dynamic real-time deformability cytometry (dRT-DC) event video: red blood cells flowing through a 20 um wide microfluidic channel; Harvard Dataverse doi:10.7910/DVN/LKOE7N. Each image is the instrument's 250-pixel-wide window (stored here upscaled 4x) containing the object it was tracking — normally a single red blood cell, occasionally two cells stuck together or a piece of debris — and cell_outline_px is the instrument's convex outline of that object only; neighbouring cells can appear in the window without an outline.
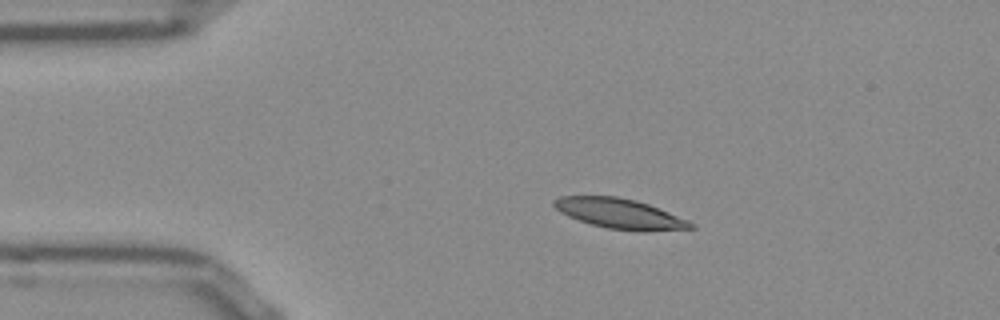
{"species": "Egyptian fruit bat (a non-hibernating species)", "species_latin": "Rousettus aegyptiacus", "temperature_condition": "room temperature", "stored_images_in_passage": 43, "camera_frame_rate_fps": 3000, "um_per_image_px": 0.085, "frame": {"image": 1, "passage_image": 1, "time_ms": 0.0, "image_size_px": [1000, 320], "cell_outline_px": [[696, 228], [644, 232], [640, 232], [608, 228], [592, 224], [568, 216], [560, 212], [552, 204], [552, 200], [560, 196], [616, 196], [636, 200], [648, 204], [688, 220]], "centroid_in_image_um": [52.68, 18.16], "position_along_channel_um": 32.3, "area_um2": 23.87}}
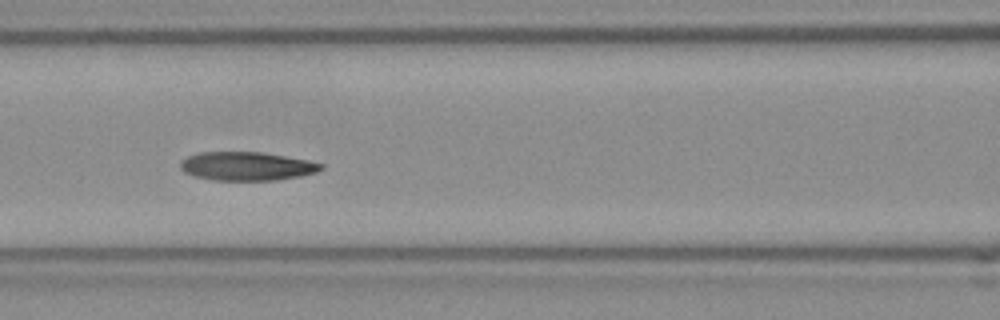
{"frame": {"image": 2, "passage_image": 13, "time_ms": 4.0, "image_size_px": [1000, 320], "cell_outline_px": [[324, 168], [316, 172], [300, 176], [276, 180], [212, 180], [196, 176], [184, 172], [180, 168], [180, 160], [188, 156], [200, 152], [260, 152], [308, 160], [324, 164]], "centroid_in_image_um": [20.97, 14.12], "position_along_channel_um": 145.6, "area_um2": 23.41}}
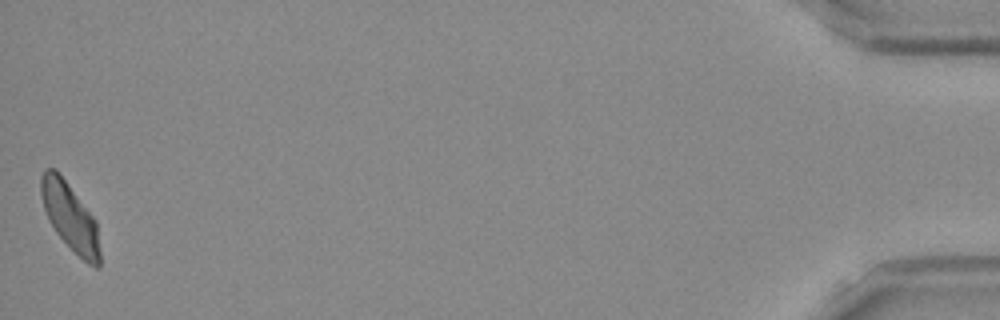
{"frame": {"image": 3, "passage_image": 43, "time_ms": 14.0, "image_size_px": [1000, 320], "cell_outline_px": [[100, 268], [96, 268], [88, 264], [56, 232], [48, 220], [40, 196], [40, 176], [44, 168], [52, 168], [64, 180], [96, 220], [100, 252]], "centroid_in_image_um": [5.94, 18.44], "position_along_channel_um": 429.3, "area_um2": 22.72}, "authors_computed_cell_mechanics": {"area_um2": 24.2182, "velocity_mm_per_s": 3.8426, "shape_relaxation_time_tau1_ms": 2.9296, "shape_relaxation_time_tau2_ms": 3.3803, "deformation_change_tau1": 0.1472, "deformation_change_tau2": 0.1064}}